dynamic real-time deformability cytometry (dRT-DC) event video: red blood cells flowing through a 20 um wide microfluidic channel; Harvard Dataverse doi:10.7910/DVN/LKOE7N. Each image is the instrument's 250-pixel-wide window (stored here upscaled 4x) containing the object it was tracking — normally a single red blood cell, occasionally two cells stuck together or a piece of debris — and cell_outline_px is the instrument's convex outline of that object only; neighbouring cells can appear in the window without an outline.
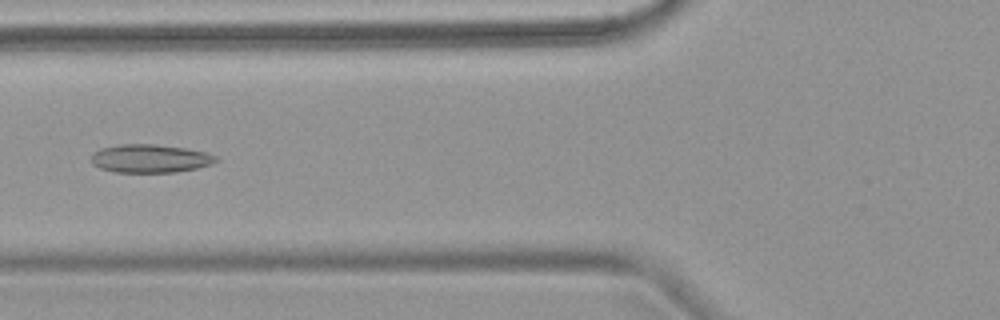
{"species": "common noctule bat (a hibernating species)", "species_latin": "Nyctalus noctula", "temperature_condition": "warm", "stored_images_in_passage": 4, "camera_frame_rate_fps": 3000, "um_per_image_px": 0.085, "animal": {"sex": "female", "body_mass_g": 18.4}, "frame": {"image": 1, "passage_image": 4, "time_ms": 3.667, "image_size_px": [1000, 320], "cell_outline_px": [[216, 160], [212, 164], [196, 168], [172, 172], [112, 172], [100, 168], [92, 164], [92, 152], [100, 148], [120, 144], [152, 144], [184, 148], [204, 152], [216, 156]], "centroid_in_image_um": [12.69, 13.47], "position_along_channel_um": 113.1, "area_um2": 20.4}}